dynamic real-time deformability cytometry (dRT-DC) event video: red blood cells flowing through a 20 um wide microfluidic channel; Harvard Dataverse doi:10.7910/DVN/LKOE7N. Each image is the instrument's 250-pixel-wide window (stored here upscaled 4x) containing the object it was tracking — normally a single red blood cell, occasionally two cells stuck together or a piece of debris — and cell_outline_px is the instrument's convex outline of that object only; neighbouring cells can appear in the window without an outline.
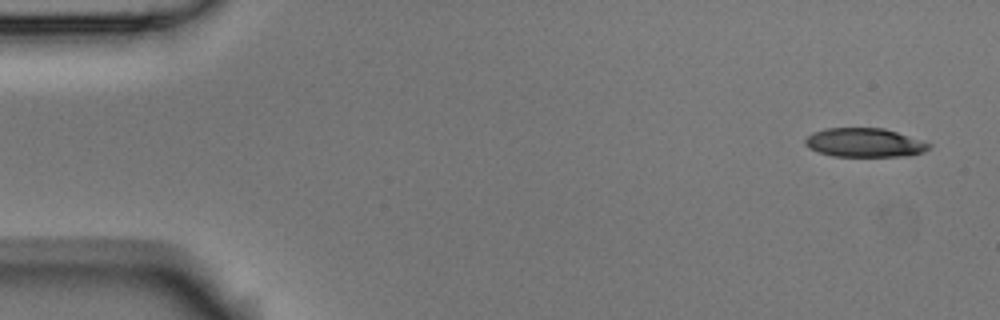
{"species": "Egyptian fruit bat (a non-hibernating species)", "species_latin": "Rousettus aegyptiacus", "temperature_condition": "room temperature", "stored_images_in_passage": 14, "camera_frame_rate_fps": 3000, "um_per_image_px": 0.085, "animal": {"sex": "male"}, "frame": {"image": 1, "passage_image": 1, "time_ms": 0.0, "image_size_px": [1000, 320], "cell_outline_px": [[932, 144], [924, 152], [908, 156], [832, 156], [808, 148], [804, 144], [804, 140], [812, 132], [824, 128], [884, 128]], "centroid_in_image_um": [73.45, 12.12], "position_along_channel_um": 11.6, "area_um2": 20.81}}
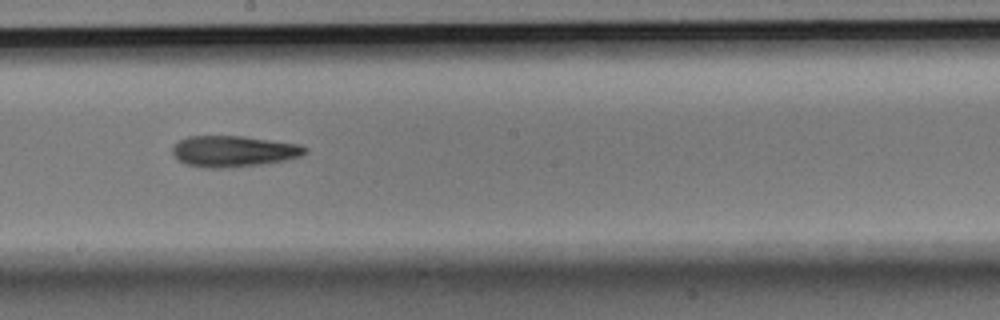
{"frame": {"image": 2, "passage_image": 8, "time_ms": 2.333, "image_size_px": [1000, 320], "cell_outline_px": [[308, 152], [300, 156], [284, 160], [260, 164], [220, 168], [204, 168], [184, 164], [172, 152], [172, 144], [188, 136], [244, 136], [300, 144], [308, 148]], "centroid_in_image_um": [19.84, 12.85], "position_along_channel_um": 228.4, "area_um2": 24.04}}
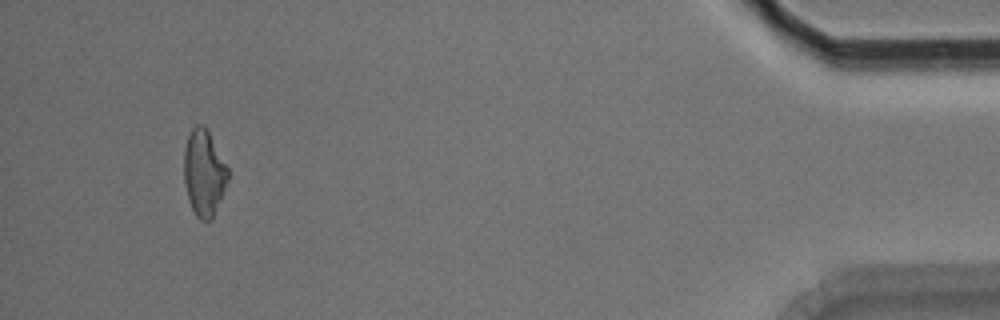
{"frame": {"image": 3, "passage_image": 13, "time_ms": 4.0, "image_size_px": [1000, 320], "cell_outline_px": [[228, 180], [212, 220], [200, 220], [196, 216], [188, 200], [184, 180], [184, 152], [188, 136], [192, 128], [196, 124], [204, 124], [228, 168]], "centroid_in_image_um": [17.33, 14.71], "position_along_channel_um": 417.9, "area_um2": 21.91}}